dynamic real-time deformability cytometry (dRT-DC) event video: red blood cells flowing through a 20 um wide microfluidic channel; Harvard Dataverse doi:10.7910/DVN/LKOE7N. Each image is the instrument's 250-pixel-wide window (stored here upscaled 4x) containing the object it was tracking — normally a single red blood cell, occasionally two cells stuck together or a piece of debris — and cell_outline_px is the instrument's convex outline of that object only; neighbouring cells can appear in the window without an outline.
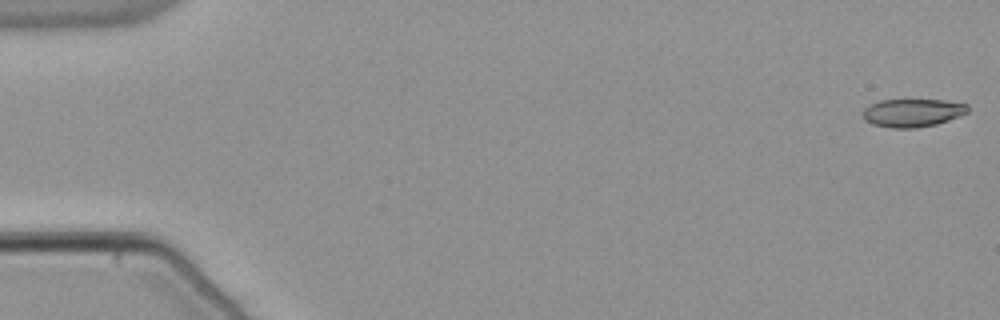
{"species": "common noctule bat (a hibernating species)", "species_latin": "Nyctalus noctula", "temperature_condition": "warm", "stored_images_in_passage": 9, "camera_frame_rate_fps": 3000, "um_per_image_px": 0.085, "animal": {"sex": "male", "body_mass_g": 21.5, "forearm_length_mm": 52.0}, "frame": {"image": 1, "passage_image": 1, "time_ms": 0.0, "image_size_px": [1000, 320], "cell_outline_px": [[968, 112], [960, 116], [936, 124], [916, 128], [892, 128], [872, 124], [864, 120], [864, 108], [880, 100], [944, 100], [968, 104]], "centroid_in_image_um": [77.58, 9.59], "position_along_channel_um": 7.4, "area_um2": 17.11}}